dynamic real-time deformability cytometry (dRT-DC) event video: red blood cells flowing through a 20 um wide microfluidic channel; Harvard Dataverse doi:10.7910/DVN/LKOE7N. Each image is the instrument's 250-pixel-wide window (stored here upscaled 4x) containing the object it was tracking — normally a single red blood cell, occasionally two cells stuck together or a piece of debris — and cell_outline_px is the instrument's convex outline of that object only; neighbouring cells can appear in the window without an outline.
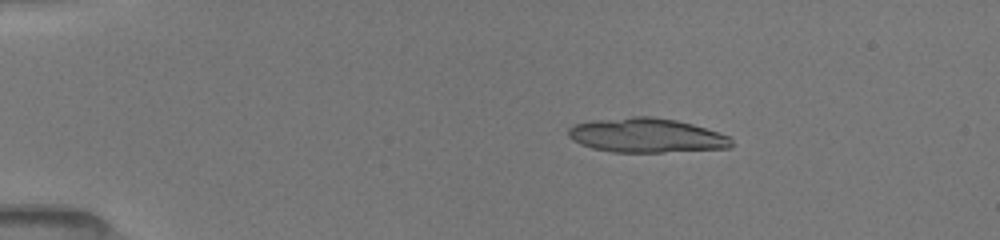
{"species": "common noctule bat (a hibernating species)", "species_latin": "Nyctalus noctula", "temperature_condition": "room temperature", "stored_images_in_passage": 6, "camera_frame_rate_fps": 3000, "um_per_image_px": 0.085, "animal": {"sex": "female", "body_mass_g": 19.5, "forearm_length_mm": 54.1}, "frame": {"image": 1, "passage_image": 1, "time_ms": 0.0, "image_size_px": [1000, 240], "cell_outline_px": [[732, 148], [664, 152], [612, 152], [592, 148], [580, 144], [572, 140], [568, 136], [568, 128], [576, 124], [592, 120], [632, 116], [652, 116], [676, 120], [692, 124], [728, 136], [732, 140]], "centroid_in_image_um": [54.92, 11.51], "position_along_channel_um": 30.1, "area_um2": 32.71}}